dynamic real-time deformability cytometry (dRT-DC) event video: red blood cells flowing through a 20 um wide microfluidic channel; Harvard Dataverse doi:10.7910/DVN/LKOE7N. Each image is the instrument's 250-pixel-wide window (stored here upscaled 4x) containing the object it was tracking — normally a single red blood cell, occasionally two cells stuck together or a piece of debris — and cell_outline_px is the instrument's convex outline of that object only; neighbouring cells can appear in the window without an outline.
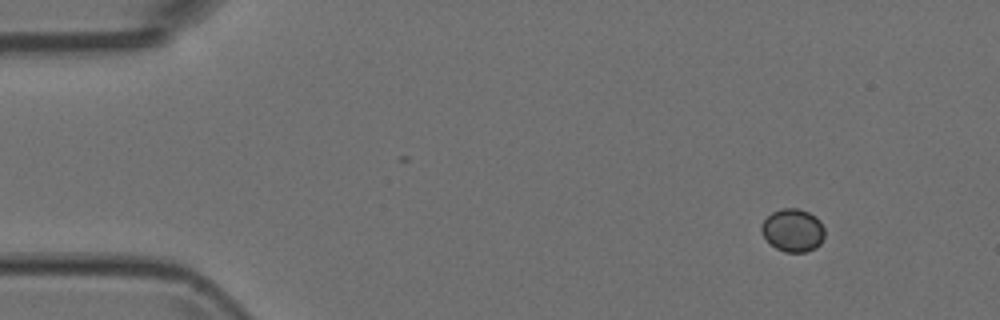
{"species": "Egyptian fruit bat (a non-hibernating species)", "species_latin": "Rousettus aegyptiacus", "temperature_condition": "room temperature", "stored_images_in_passage": 3, "camera_frame_rate_fps": 3000, "um_per_image_px": 0.085, "animal": {"sex": "female"}, "frame": {"image": 1, "passage_image": 1, "time_ms": 0.0, "image_size_px": [1000, 320], "cell_outline_px": [[824, 236], [820, 244], [816, 248], [804, 252], [784, 252], [776, 248], [760, 232], [760, 224], [772, 212], [784, 208], [796, 208], [808, 212], [816, 216], [820, 220], [824, 228]], "centroid_in_image_um": [67.4, 19.57], "position_along_channel_um": 17.6, "area_um2": 15.84}}
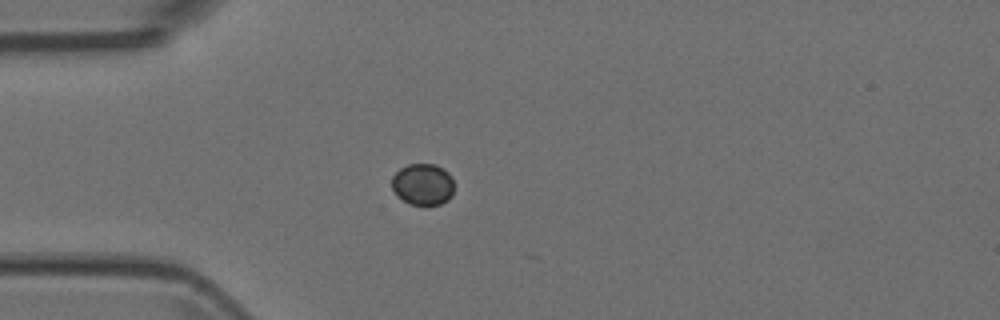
{"frame": {"image": 2, "passage_image": 3, "time_ms": 0.667, "image_size_px": [1000, 320], "cell_outline_px": [[452, 196], [448, 200], [440, 204], [408, 204], [396, 196], [392, 188], [392, 176], [400, 168], [408, 164], [436, 164], [444, 168], [452, 176]], "centroid_in_image_um": [35.92, 15.66], "position_along_channel_um": 49.1, "area_um2": 15.2}}